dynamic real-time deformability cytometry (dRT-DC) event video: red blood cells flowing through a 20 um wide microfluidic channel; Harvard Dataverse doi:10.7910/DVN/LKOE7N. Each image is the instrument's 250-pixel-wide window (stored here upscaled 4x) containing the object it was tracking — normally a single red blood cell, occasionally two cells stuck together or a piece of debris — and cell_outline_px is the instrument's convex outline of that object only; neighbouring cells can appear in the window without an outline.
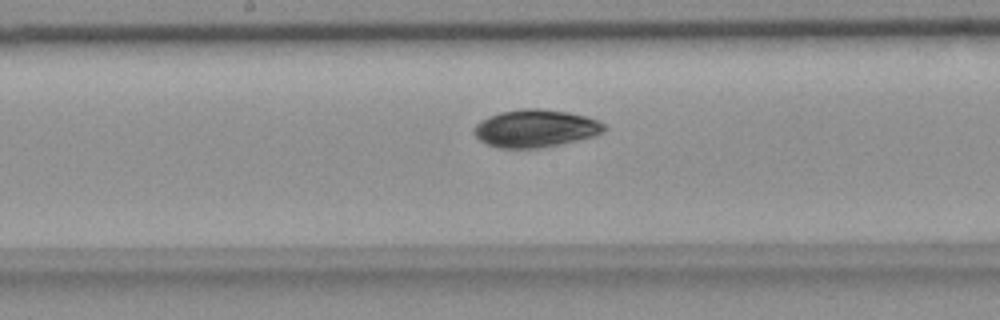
{"species": "common noctule bat (a hibernating species)", "species_latin": "Nyctalus noctula", "temperature_condition": "room temperature", "stored_images_in_passage": 36, "camera_frame_rate_fps": 3000, "um_per_image_px": 0.085, "animal": {"sex": "female", "body_mass_g": 18.4}, "frame": {"image": 1, "passage_image": 13, "time_ms": 4.0, "image_size_px": [1000, 320], "cell_outline_px": [[608, 128], [604, 132], [592, 136], [560, 144], [536, 148], [496, 148], [480, 140], [472, 132], [472, 128], [480, 120], [488, 116], [500, 112], [524, 108], [536, 108], [568, 112], [588, 116], [600, 120]], "centroid_in_image_um": [45.51, 10.9], "position_along_channel_um": 202.7, "area_um2": 28.73}}
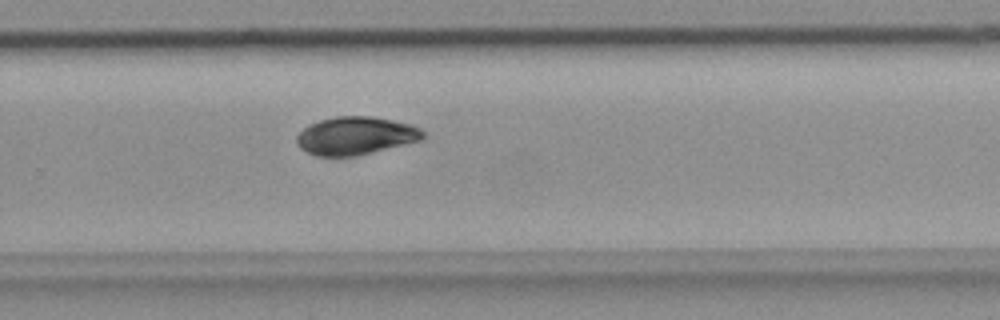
{"frame": {"image": 2, "passage_image": 21, "time_ms": 6.667, "image_size_px": [1000, 320], "cell_outline_px": [[424, 136], [420, 140], [356, 156], [316, 156], [300, 148], [296, 144], [296, 136], [308, 124], [320, 120], [336, 116], [372, 116], [412, 124], [420, 128], [424, 132]], "centroid_in_image_um": [30.2, 11.53], "position_along_channel_um": 299.6, "area_um2": 27.92}}
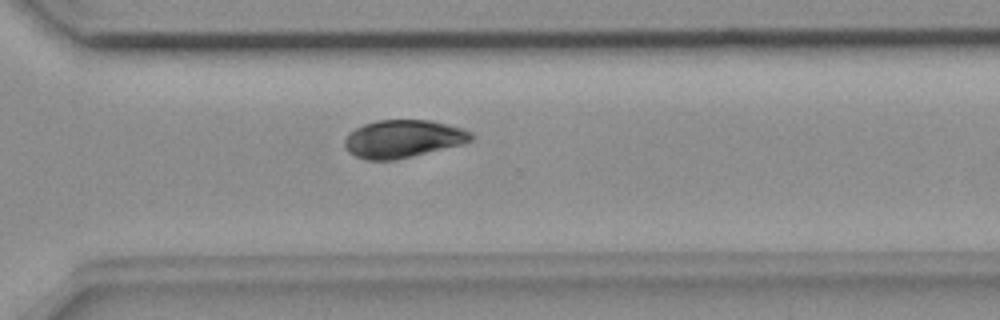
{"frame": {"image": 3, "passage_image": 24, "time_ms": 7.667, "image_size_px": [1000, 320], "cell_outline_px": [[476, 136], [472, 140], [464, 144], [396, 160], [364, 160], [348, 152], [344, 144], [344, 140], [348, 132], [364, 124], [376, 120], [432, 120], [464, 128], [472, 132]], "centroid_in_image_um": [34.29, 11.8], "position_along_channel_um": 336.3, "area_um2": 28.26}, "authors_computed_cell_mechanics": {"area_um2": 27.9174, "velocity_mm_per_s": 3.644, "shape_relaxation_time_tau1_ms": 2.7195, "shape_relaxation_time_tau2_ms": null, "deformation_change_tau1": 0.0892, "deformation_change_tau2": null}}